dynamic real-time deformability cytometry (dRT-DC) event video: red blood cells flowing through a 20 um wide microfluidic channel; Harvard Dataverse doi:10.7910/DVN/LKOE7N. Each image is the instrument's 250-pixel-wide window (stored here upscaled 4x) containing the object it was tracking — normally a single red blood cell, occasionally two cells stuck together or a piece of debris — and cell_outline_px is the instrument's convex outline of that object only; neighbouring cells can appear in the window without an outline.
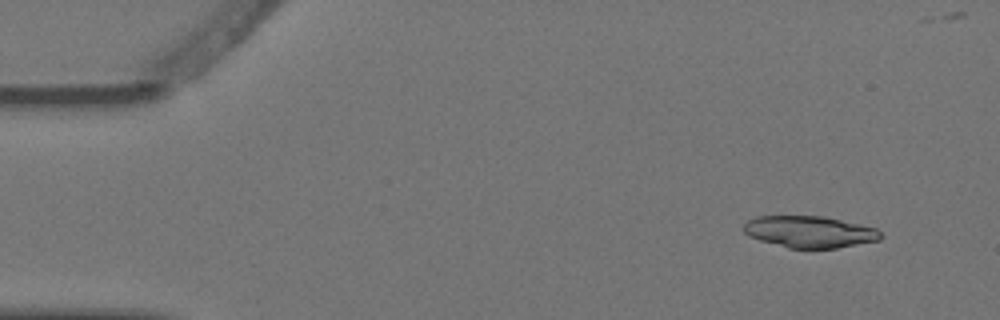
{"species": "Egyptian fruit bat (a non-hibernating species)", "species_latin": "Rousettus aegyptiacus", "temperature_condition": "warm", "stored_images_in_passage": 4, "camera_frame_rate_fps": 3000, "um_per_image_px": 0.085, "animal": {"sex": "female"}, "frame": {"image": 1, "passage_image": 1, "time_ms": 0.0, "image_size_px": [1000, 320], "cell_outline_px": [[884, 236], [880, 240], [836, 248], [788, 248], [760, 240], [748, 236], [744, 232], [744, 224], [748, 220], [756, 216], [824, 216], [860, 224], [876, 228]], "centroid_in_image_um": [68.82, 19.7], "position_along_channel_um": 16.2, "area_um2": 25.32}}
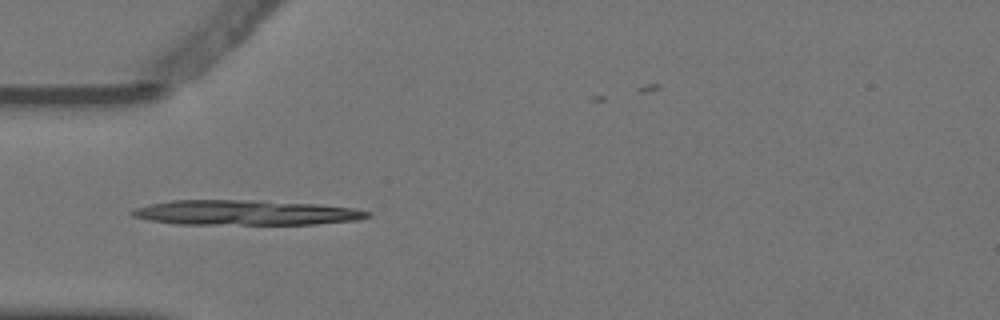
{"frame": {"image": 2, "passage_image": 4, "time_ms": 1.0, "image_size_px": [1000, 320], "cell_outline_px": [[372, 216], [360, 220], [316, 224], [176, 224], [152, 220], [132, 216], [128, 212], [132, 208], [148, 204], [172, 200], [256, 200], [316, 204], [356, 208], [372, 212]], "centroid_in_image_um": [20.9, 18.07], "position_along_channel_um": 64.1, "area_um2": 34.56}}